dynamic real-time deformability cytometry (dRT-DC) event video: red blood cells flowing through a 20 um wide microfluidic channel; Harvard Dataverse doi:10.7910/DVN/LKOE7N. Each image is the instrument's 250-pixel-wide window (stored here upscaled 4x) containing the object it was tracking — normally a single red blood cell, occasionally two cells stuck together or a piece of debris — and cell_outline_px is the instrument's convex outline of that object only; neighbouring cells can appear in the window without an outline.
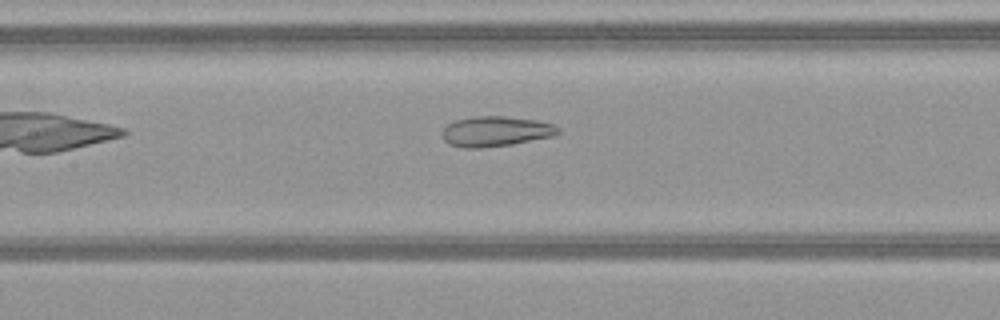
{"species": "common noctule bat (a hibernating species)", "species_latin": "Nyctalus noctula", "temperature_condition": "warm", "stored_images_in_passage": 30, "camera_frame_rate_fps": 3000, "um_per_image_px": 0.085, "animal": {"sex": "female", "body_mass_g": 21.9}, "frame": {"image": 1, "passage_image": 8, "time_ms": 2.333, "image_size_px": [1000, 320], "cell_outline_px": [[560, 132], [552, 136], [512, 144], [480, 148], [464, 148], [448, 144], [444, 140], [440, 132], [448, 124], [456, 120], [472, 116], [504, 116], [536, 120], [552, 124], [560, 128]], "centroid_in_image_um": [42.09, 11.16], "position_along_channel_um": 165.3, "area_um2": 20.4}}
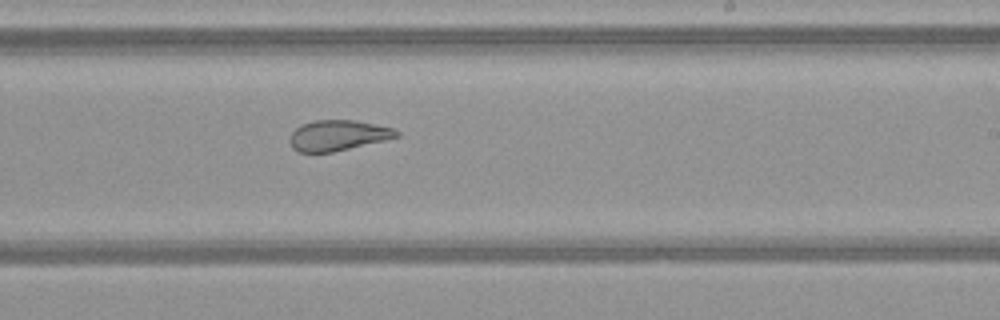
{"frame": {"image": 2, "passage_image": 15, "time_ms": 4.667, "image_size_px": [1000, 320], "cell_outline_px": [[400, 136], [388, 140], [332, 152], [296, 152], [292, 148], [288, 140], [292, 132], [296, 128], [304, 124], [316, 120], [352, 120], [392, 128], [400, 132]], "centroid_in_image_um": [28.72, 11.52], "position_along_channel_um": 260.3, "area_um2": 18.96}}
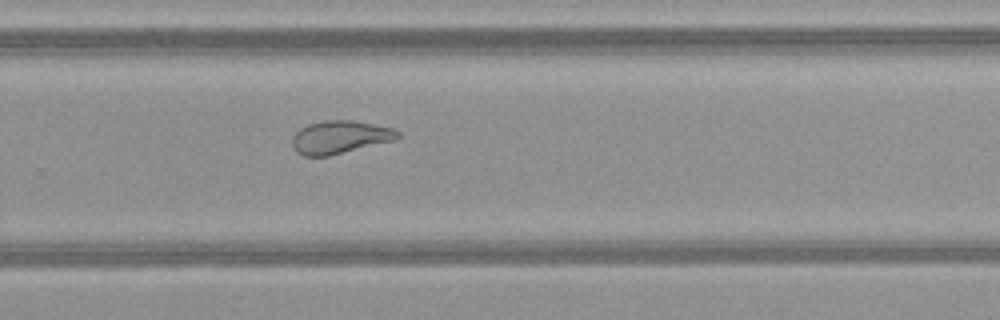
{"frame": {"image": 3, "passage_image": 18, "time_ms": 5.667, "image_size_px": [1000, 320], "cell_outline_px": [[400, 136], [396, 140], [328, 156], [304, 156], [296, 152], [292, 144], [292, 136], [300, 128], [308, 124], [320, 120], [352, 120], [392, 128], [400, 132]], "centroid_in_image_um": [28.87, 11.65], "position_along_channel_um": 300.9, "area_um2": 20.35}, "authors_computed_cell_mechanics": {"area_um2": 20.6346, "velocity_mm_per_s": 4.0768, "shape_relaxation_time_tau1_ms": null, "shape_relaxation_time_tau2_ms": 1.5345, "deformation_change_tau1": null, "deformation_change_tau2": 0.0864}}